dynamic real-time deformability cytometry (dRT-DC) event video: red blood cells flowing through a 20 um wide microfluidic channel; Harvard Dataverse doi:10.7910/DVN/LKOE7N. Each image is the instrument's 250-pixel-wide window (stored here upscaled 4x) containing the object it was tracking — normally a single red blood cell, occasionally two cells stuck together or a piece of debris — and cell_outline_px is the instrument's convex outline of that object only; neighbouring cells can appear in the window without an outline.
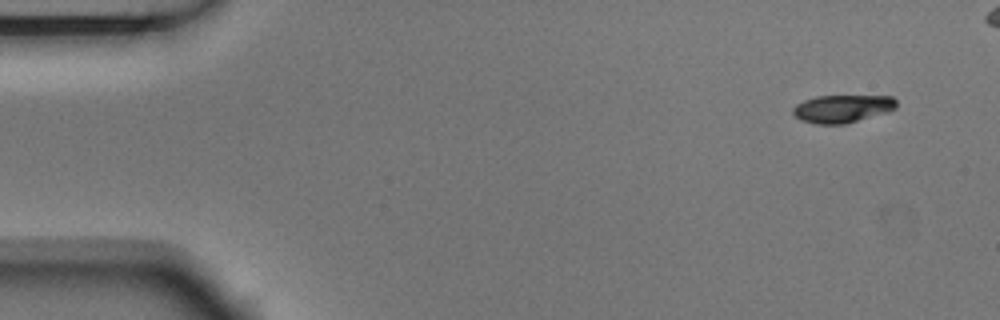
{"species": "Egyptian fruit bat (a non-hibernating species)", "species_latin": "Rousettus aegyptiacus", "temperature_condition": "room temperature", "stored_images_in_passage": 6, "camera_frame_rate_fps": 3000, "um_per_image_px": 0.085, "animal": {"sex": "male"}, "frame": {"image": 1, "passage_image": 1, "time_ms": 0.0, "image_size_px": [1000, 320], "cell_outline_px": [[896, 108], [888, 112], [844, 124], [816, 124], [800, 120], [792, 112], [792, 108], [796, 104], [804, 100], [816, 96], [892, 96], [896, 100]], "centroid_in_image_um": [71.59, 9.23], "position_along_channel_um": 13.4, "area_um2": 16.76}}
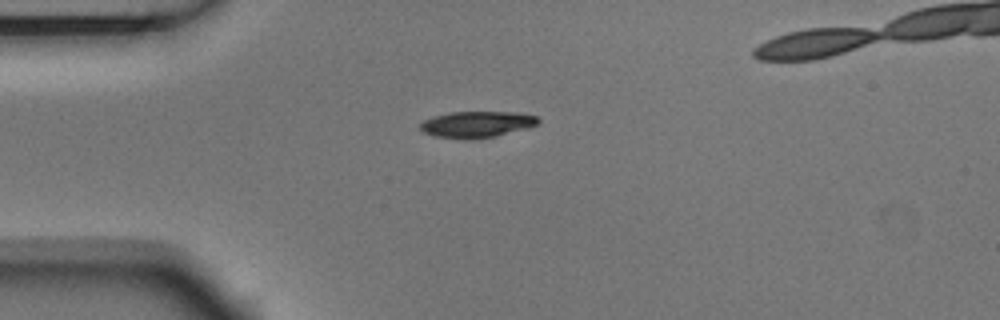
{"frame": {"image": 2, "passage_image": 4, "time_ms": 1.0, "image_size_px": [1000, 320], "cell_outline_px": [[540, 120], [536, 124], [528, 128], [496, 136], [472, 140], [464, 140], [436, 136], [424, 132], [420, 128], [420, 124], [424, 120], [432, 116], [452, 112], [520, 112], [536, 116]], "centroid_in_image_um": [40.53, 10.57], "position_along_channel_um": 44.5, "area_um2": 18.21}}
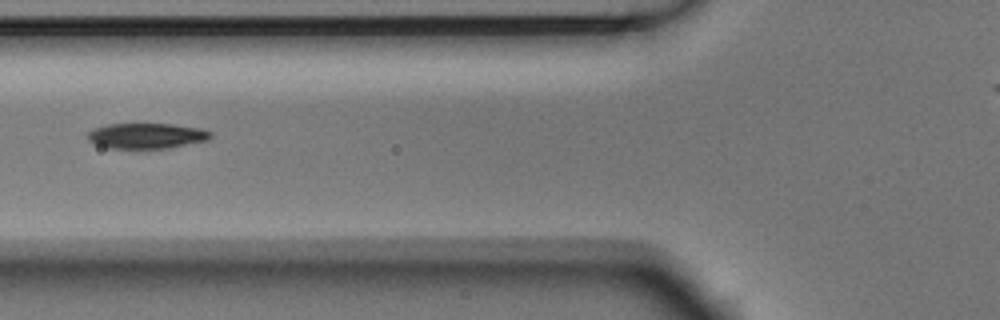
{"frame": {"image": 3, "passage_image": 6, "time_ms": 1.667, "image_size_px": [1000, 320], "cell_outline_px": [[212, 136], [208, 140], [168, 148], [108, 148], [96, 144], [88, 140], [88, 132], [96, 128], [108, 124], [172, 124], [200, 128], [212, 132]], "centroid_in_image_um": [12.48, 11.54], "position_along_channel_um": 113.3, "area_um2": 18.09}}